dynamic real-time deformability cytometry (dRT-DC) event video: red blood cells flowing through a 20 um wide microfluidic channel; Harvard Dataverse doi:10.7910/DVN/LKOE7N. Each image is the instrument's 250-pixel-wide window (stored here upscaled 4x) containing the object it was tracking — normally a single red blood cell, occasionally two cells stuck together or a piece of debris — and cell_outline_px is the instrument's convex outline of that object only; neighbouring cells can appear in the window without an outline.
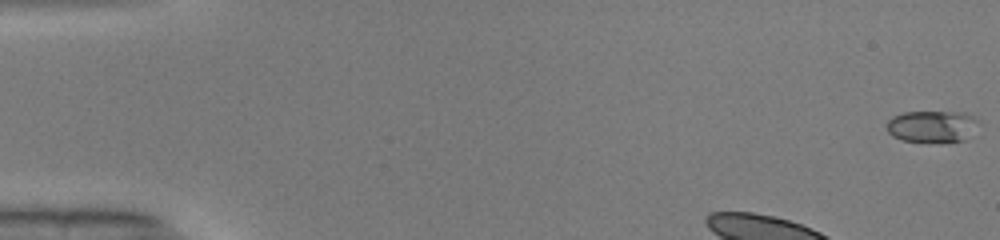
{"species": "common noctule bat (a hibernating species)", "species_latin": "Nyctalus noctula", "temperature_condition": "warm", "stored_images_in_passage": 46, "camera_frame_rate_fps": 3000, "um_per_image_px": 0.085, "animal": {"sex": "male", "body_mass_g": 19.0, "forearm_length_mm": 50.8}, "frame": {"image": 1, "passage_image": 1, "time_ms": 0.0, "image_size_px": [1000, 240], "cell_outline_px": [[980, 120], [964, 140], [948, 144], [904, 140], [892, 136], [888, 132], [888, 120], [892, 116], [904, 112], [964, 112], [976, 116]], "centroid_in_image_um": [79.25, 10.75], "position_along_channel_um": 5.8, "area_um2": 17.28}, "authors_computed_cell_mechanics": {"area_um2": 19.9988, "velocity_mm_per_s": 4.018, "shape_relaxation_time_tau1_ms": 1.3206, "shape_relaxation_time_tau2_ms": null, "deformation_change_tau1": 0.2816, "deformation_change_tau2": null}}